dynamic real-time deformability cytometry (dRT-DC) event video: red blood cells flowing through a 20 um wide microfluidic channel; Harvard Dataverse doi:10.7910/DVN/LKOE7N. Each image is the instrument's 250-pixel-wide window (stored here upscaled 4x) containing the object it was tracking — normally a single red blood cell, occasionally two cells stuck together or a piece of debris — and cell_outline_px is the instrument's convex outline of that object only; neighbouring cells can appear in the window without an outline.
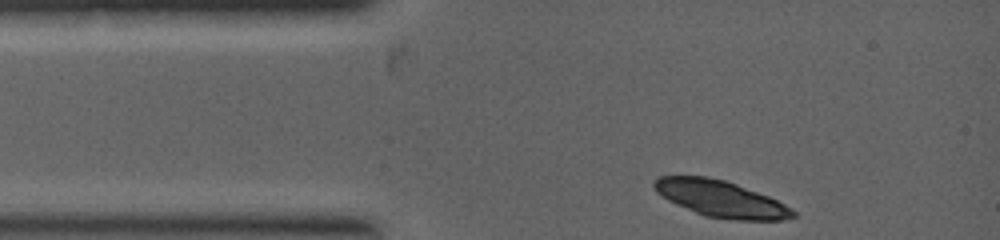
{"species": "common noctule bat (a hibernating species)", "species_latin": "Nyctalus noctula", "temperature_condition": "warm", "stored_images_in_passage": 3, "camera_frame_rate_fps": 5000, "um_per_image_px": 0.085, "animal": {"sex": "female", "body_mass_g": 19.0, "forearm_length_mm": 53.3}, "frame": {"image": 1, "passage_image": 1, "time_ms": 0.0, "image_size_px": [1000, 240], "cell_outline_px": [[796, 216], [784, 220], [736, 220], [704, 216], [676, 204], [668, 200], [656, 192], [652, 188], [652, 184], [660, 176], [708, 176], [724, 180], [736, 184], [768, 196], [792, 208], [796, 212]], "centroid_in_image_um": [61.26, 16.9], "position_along_channel_um": 23.7, "area_um2": 29.42}}